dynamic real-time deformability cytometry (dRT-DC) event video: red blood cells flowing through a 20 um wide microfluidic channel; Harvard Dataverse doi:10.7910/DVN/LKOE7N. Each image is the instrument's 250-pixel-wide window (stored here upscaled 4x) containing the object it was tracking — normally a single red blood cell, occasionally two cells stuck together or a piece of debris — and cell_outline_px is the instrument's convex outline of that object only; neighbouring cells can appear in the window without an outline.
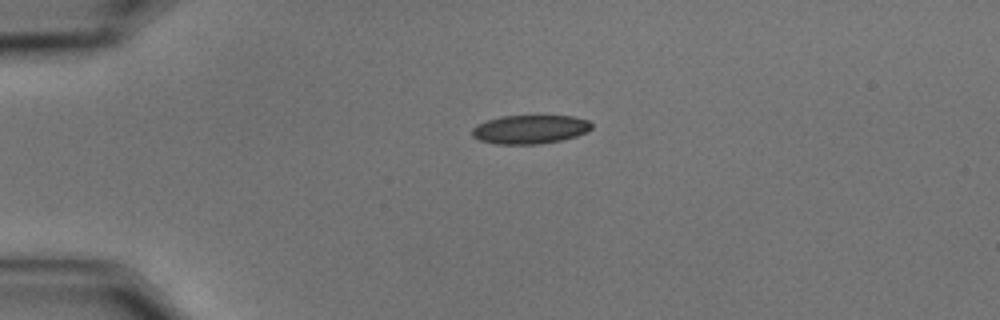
{"species": "common noctule bat (a hibernating species)", "species_latin": "Nyctalus noctula", "temperature_condition": "cold", "stored_images_in_passage": 25, "camera_frame_rate_fps": 3000, "um_per_image_px": 0.085, "animal": {"sex": "male", "body_mass_g": 15.6}, "frame": {"image": 1, "passage_image": 1, "time_ms": 0.0, "image_size_px": [1000, 320], "cell_outline_px": [[592, 128], [588, 132], [576, 136], [560, 140], [536, 144], [496, 144], [480, 140], [472, 136], [472, 128], [476, 124], [488, 120], [504, 116], [572, 116], [588, 120], [592, 124]], "centroid_in_image_um": [45.05, 10.99], "position_along_channel_um": 39.9, "area_um2": 19.94}}
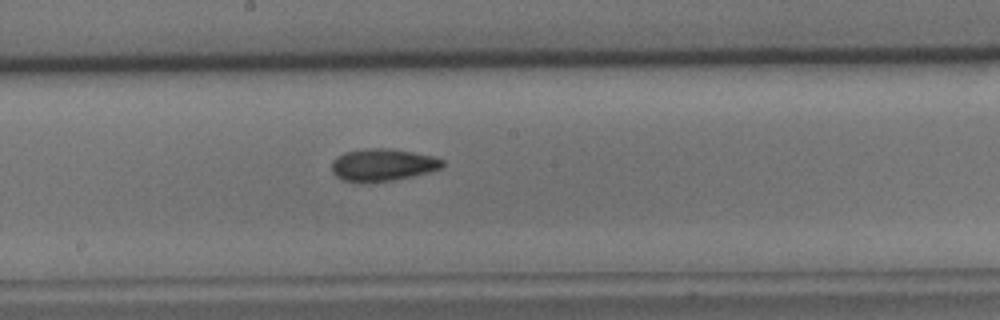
{"frame": {"image": 2, "passage_image": 19, "time_ms": 6.0, "image_size_px": [1000, 320], "cell_outline_px": [[444, 164], [440, 168], [428, 172], [412, 176], [392, 180], [344, 180], [336, 176], [332, 172], [332, 160], [336, 156], [344, 152], [364, 148], [392, 148], [432, 156], [444, 160]], "centroid_in_image_um": [32.52, 13.97], "position_along_channel_um": 215.7, "area_um2": 20.4}}
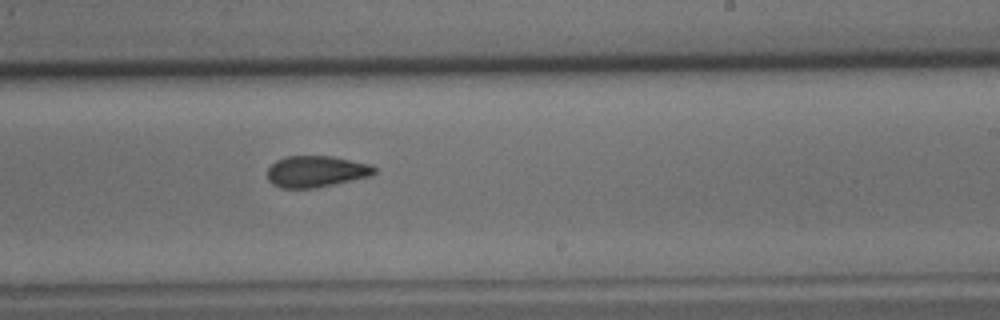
{"frame": {"image": 3, "passage_image": 23, "time_ms": 7.333, "image_size_px": [1000, 320], "cell_outline_px": [[376, 172], [368, 176], [316, 188], [280, 188], [272, 184], [268, 180], [268, 168], [276, 160], [284, 156], [332, 156], [372, 164], [376, 168]], "centroid_in_image_um": [26.85, 14.57], "position_along_channel_um": 262.1, "area_um2": 19.59}}